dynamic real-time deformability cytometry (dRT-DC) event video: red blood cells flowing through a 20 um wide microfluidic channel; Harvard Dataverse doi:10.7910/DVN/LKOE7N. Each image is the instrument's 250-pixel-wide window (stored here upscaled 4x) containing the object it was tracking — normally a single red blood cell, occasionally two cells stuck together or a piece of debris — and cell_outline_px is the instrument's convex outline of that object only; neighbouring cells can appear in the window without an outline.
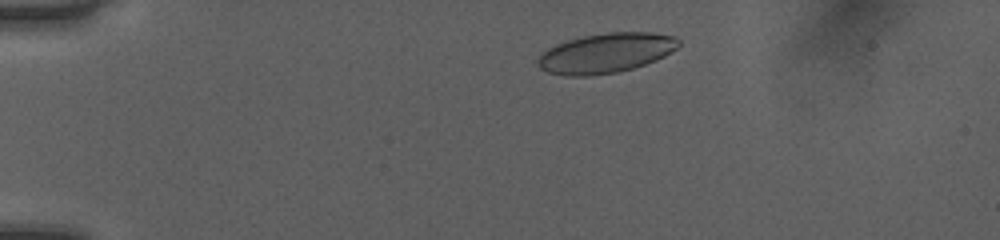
{"species": "human", "species_latin": "Homo sapiens", "temperature_condition": "room temperature", "stored_images_in_passage": 40, "camera_frame_rate_fps": 3000, "um_per_image_px": 0.085, "donor": {"sex": "female"}, "frame": {"image": 1, "passage_image": 5, "time_ms": 1.333, "image_size_px": [1000, 240], "cell_outline_px": [[680, 44], [676, 48], [664, 56], [656, 60], [632, 68], [616, 72], [588, 76], [568, 76], [548, 72], [540, 68], [536, 64], [536, 60], [540, 52], [556, 44], [568, 40], [584, 36], [608, 32], [652, 32], [676, 36], [680, 40]], "centroid_in_image_um": [51.47, 4.5], "position_along_channel_um": 33.5, "area_um2": 32.71}}
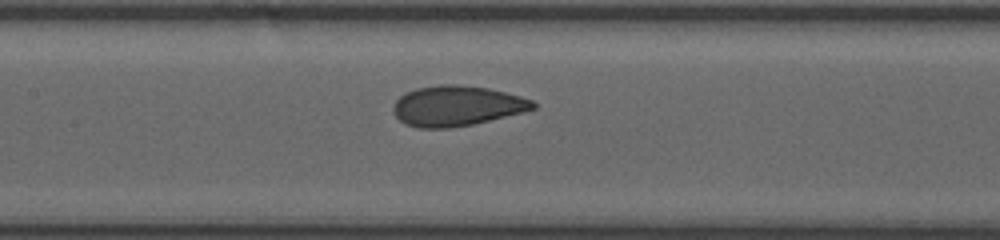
{"frame": {"image": 2, "passage_image": 20, "time_ms": 6.333, "image_size_px": [1000, 240], "cell_outline_px": [[536, 108], [472, 124], [448, 128], [416, 128], [404, 124], [392, 112], [392, 108], [396, 100], [404, 92], [416, 88], [440, 84], [456, 84], [488, 88], [520, 96], [532, 100], [536, 104]], "centroid_in_image_um": [38.76, 8.99], "position_along_channel_um": 168.6, "area_um2": 32.66}}
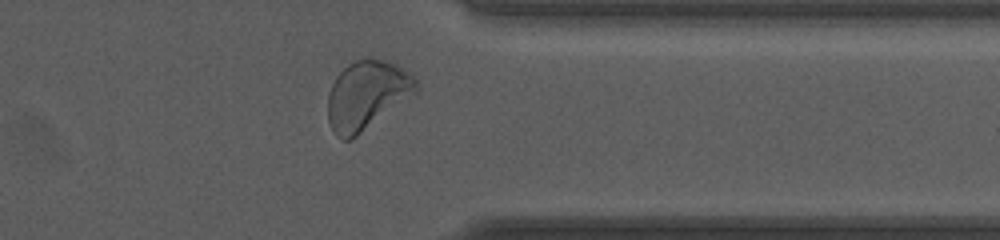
{"frame": {"image": 3, "passage_image": 36, "time_ms": 11.667, "image_size_px": [1000, 240], "cell_outline_px": [[420, 88], [416, 92], [352, 140], [340, 140], [332, 132], [328, 120], [328, 92], [336, 76], [348, 64], [364, 56], [372, 56], [396, 64], [412, 76], [420, 84]], "centroid_in_image_um": [31.15, 8.08], "position_along_channel_um": 380.2, "area_um2": 35.66}, "authors_computed_cell_mechanics": {"area_um2": 32.6859, "velocity_mm_per_s": 4.0264, "shape_relaxation_time_tau1_ms": 4.6809, "shape_relaxation_time_tau2_ms": null, "deformation_change_tau1": 0.1334, "deformation_change_tau2": null}}